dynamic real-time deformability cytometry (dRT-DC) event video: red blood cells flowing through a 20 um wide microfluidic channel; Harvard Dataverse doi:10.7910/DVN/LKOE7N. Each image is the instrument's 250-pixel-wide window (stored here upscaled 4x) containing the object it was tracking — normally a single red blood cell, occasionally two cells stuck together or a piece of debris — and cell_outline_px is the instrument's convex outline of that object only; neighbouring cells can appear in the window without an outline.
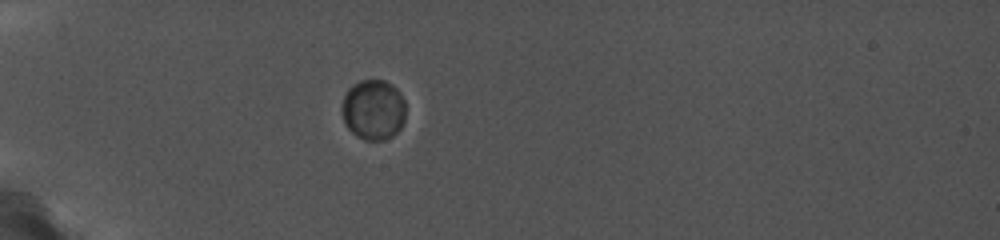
{"species": "common noctule bat (a hibernating species)", "species_latin": "Nyctalus noctula", "temperature_condition": "cold", "stored_images_in_passage": 60, "camera_frame_rate_fps": 5000, "um_per_image_px": 0.085, "animal": {"sex": "female", "body_mass_g": 19.0, "forearm_length_mm": 56.7}, "frame": {"image": 1, "passage_image": 1, "time_ms": 0.0, "image_size_px": [1000, 240], "cell_outline_px": [[404, 120], [400, 128], [392, 136], [384, 140], [364, 140], [356, 136], [344, 124], [344, 96], [348, 88], [352, 84], [360, 80], [384, 80], [392, 84], [400, 92], [404, 100]], "centroid_in_image_um": [31.75, 9.32], "position_along_channel_um": 53.3, "area_um2": 22.31}}
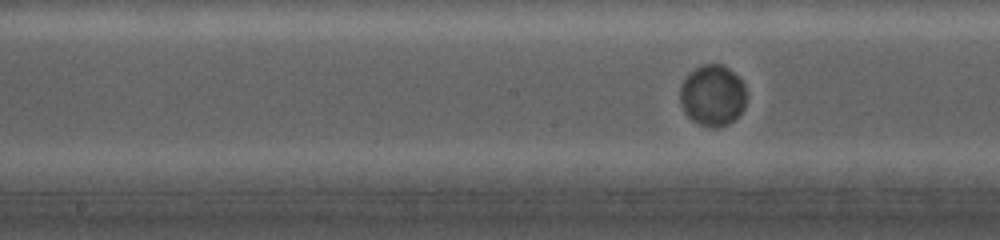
{"frame": {"image": 2, "passage_image": 28, "time_ms": 4.4, "image_size_px": [1000, 240], "cell_outline_px": [[744, 108], [728, 124], [716, 128], [712, 128], [700, 124], [692, 120], [684, 112], [680, 104], [680, 88], [684, 80], [696, 68], [704, 64], [720, 64], [728, 68], [740, 80], [744, 88]], "centroid_in_image_um": [60.53, 8.13], "position_along_channel_um": 187.7, "area_um2": 23.12}}
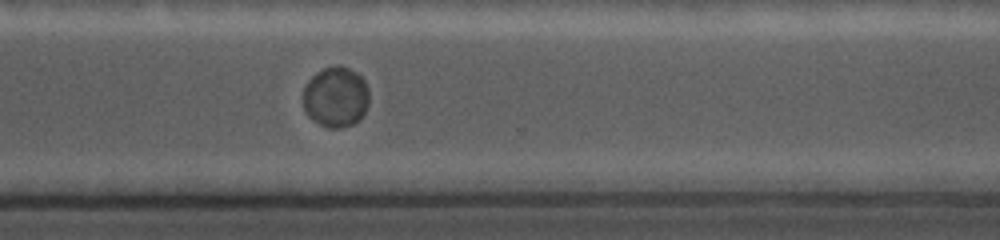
{"frame": {"image": 3, "passage_image": 59, "time_ms": 8.6, "image_size_px": [1000, 240], "cell_outline_px": [[368, 104], [360, 120], [352, 124], [340, 128], [328, 128], [320, 124], [308, 116], [304, 108], [304, 88], [308, 80], [316, 72], [324, 68], [336, 64], [340, 64], [356, 72], [364, 80], [368, 88]], "centroid_in_image_um": [28.55, 8.23], "position_along_channel_um": 342.1, "area_um2": 23.35}}